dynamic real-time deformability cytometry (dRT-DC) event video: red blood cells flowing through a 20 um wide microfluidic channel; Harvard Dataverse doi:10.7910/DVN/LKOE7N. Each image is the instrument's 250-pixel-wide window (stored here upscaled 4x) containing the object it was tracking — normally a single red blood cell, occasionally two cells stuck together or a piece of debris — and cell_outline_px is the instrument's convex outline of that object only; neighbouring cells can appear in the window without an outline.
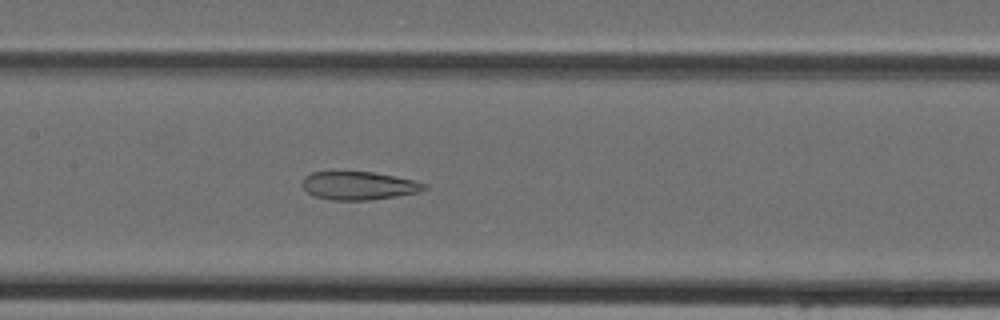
{"species": "Egyptian fruit bat (a non-hibernating species)", "species_latin": "Rousettus aegyptiacus", "temperature_condition": "cold", "stored_images_in_passage": 45, "camera_frame_rate_fps": 3000, "um_per_image_px": 0.085, "animal": {"sex": "female"}, "frame": {"image": 1, "passage_image": 21, "time_ms": 6.667, "image_size_px": [1000, 320], "cell_outline_px": [[428, 188], [420, 192], [396, 196], [368, 200], [332, 200], [316, 196], [308, 192], [300, 184], [304, 176], [312, 172], [372, 172], [416, 180], [428, 184]], "centroid_in_image_um": [30.52, 15.78], "position_along_channel_um": 176.9, "area_um2": 20.11}}
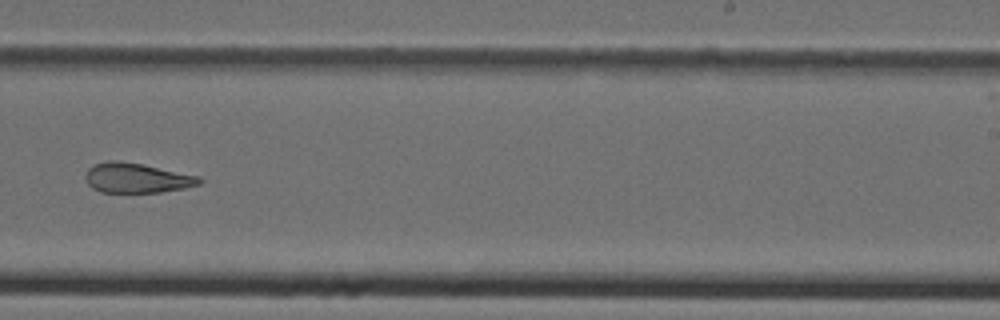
{"frame": {"image": 2, "passage_image": 28, "time_ms": 9.0, "image_size_px": [1000, 320], "cell_outline_px": [[204, 180], [200, 184], [184, 188], [160, 192], [100, 192], [92, 188], [88, 184], [84, 176], [88, 168], [96, 164], [108, 160], [112, 160], [140, 164], [200, 176]], "centroid_in_image_um": [11.62, 15.14], "position_along_channel_um": 277.4, "area_um2": 19.65}}
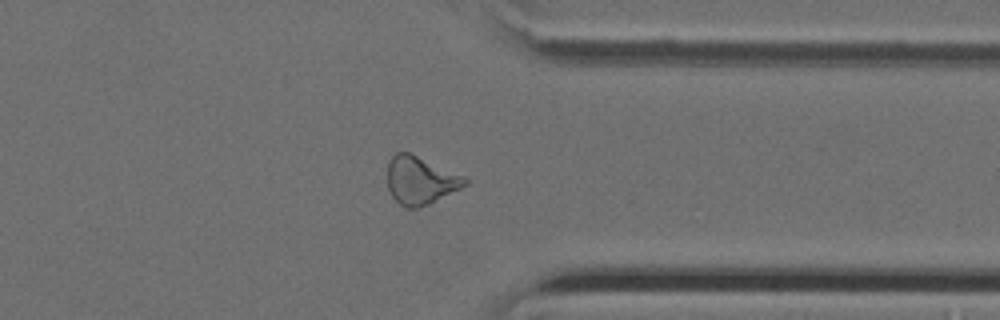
{"frame": {"image": 3, "passage_image": 35, "time_ms": 11.333, "image_size_px": [1000, 320], "cell_outline_px": [[468, 184], [420, 208], [404, 208], [392, 196], [388, 188], [388, 160], [396, 152], [408, 152], [464, 176], [468, 180]], "centroid_in_image_um": [35.71, 15.34], "position_along_channel_um": 375.7, "area_um2": 21.39}}